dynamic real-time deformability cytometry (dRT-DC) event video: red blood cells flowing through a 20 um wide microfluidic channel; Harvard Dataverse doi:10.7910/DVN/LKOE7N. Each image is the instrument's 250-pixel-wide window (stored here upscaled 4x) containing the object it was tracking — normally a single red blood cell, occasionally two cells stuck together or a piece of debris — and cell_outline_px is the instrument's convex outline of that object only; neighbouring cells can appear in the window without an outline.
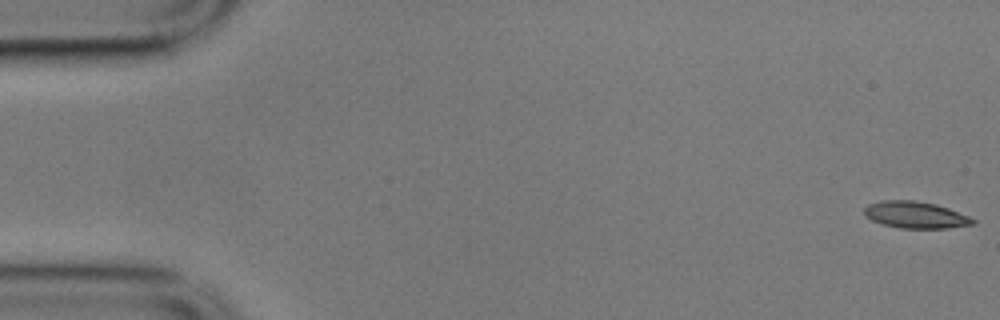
{"species": "common noctule bat (a hibernating species)", "species_latin": "Nyctalus noctula", "temperature_condition": "cold", "stored_images_in_passage": 17, "camera_frame_rate_fps": 3000, "um_per_image_px": 0.085, "animal": {"sex": "male", "body_mass_g": 17.9}, "frame": {"image": 1, "passage_image": 1, "time_ms": 0.0, "image_size_px": [1000, 320], "cell_outline_px": [[976, 224], [948, 228], [900, 228], [884, 224], [872, 220], [864, 212], [864, 208], [868, 204], [880, 200], [912, 200], [936, 204], [948, 208], [968, 216], [976, 220]], "centroid_in_image_um": [77.84, 18.26], "position_along_channel_um": 7.2, "area_um2": 16.82}}